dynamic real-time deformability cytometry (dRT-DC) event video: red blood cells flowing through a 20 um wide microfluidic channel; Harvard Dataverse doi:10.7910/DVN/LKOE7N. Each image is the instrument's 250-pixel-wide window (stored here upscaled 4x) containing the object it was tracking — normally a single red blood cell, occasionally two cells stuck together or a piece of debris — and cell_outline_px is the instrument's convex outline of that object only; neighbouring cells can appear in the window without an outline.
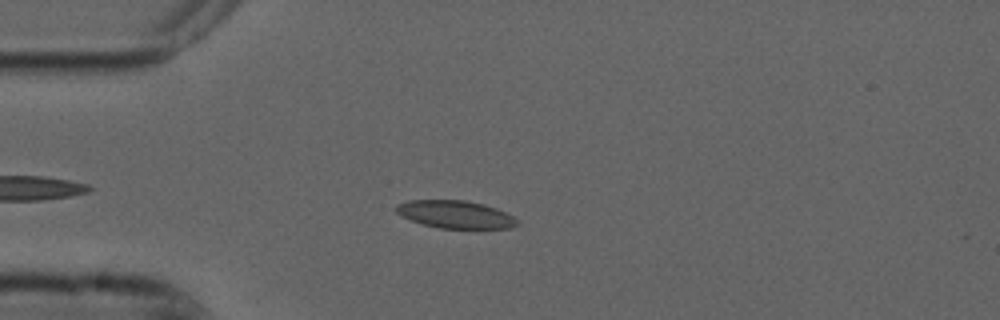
{"species": "common noctule bat (a hibernating species)", "species_latin": "Nyctalus noctula", "temperature_condition": "cold", "stored_images_in_passage": 44, "camera_frame_rate_fps": 3000, "um_per_image_px": 0.085, "animal": {"sex": "male", "forearm_length_mm": 52.5}, "frame": {"image": 1, "passage_image": 7, "time_ms": 2.0, "image_size_px": [1000, 320], "cell_outline_px": [[520, 224], [512, 228], [440, 228], [424, 224], [400, 216], [396, 212], [396, 204], [408, 200], [464, 200], [484, 204], [496, 208], [512, 216]], "centroid_in_image_um": [38.69, 18.22], "position_along_channel_um": 46.3, "area_um2": 19.42}}
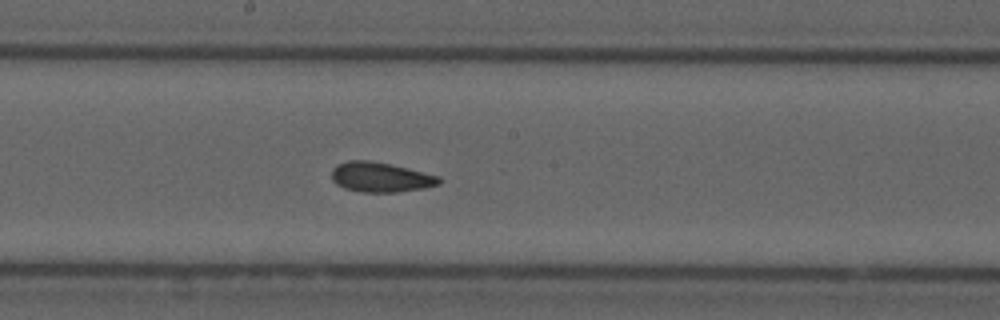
{"frame": {"image": 2, "passage_image": 22, "time_ms": 7.0, "image_size_px": [1000, 320], "cell_outline_px": [[440, 184], [424, 188], [396, 192], [364, 192], [344, 188], [336, 184], [332, 180], [332, 168], [336, 164], [348, 160], [368, 160], [408, 168], [440, 176]], "centroid_in_image_um": [32.33, 15.05], "position_along_channel_um": 215.9, "area_um2": 18.67}}
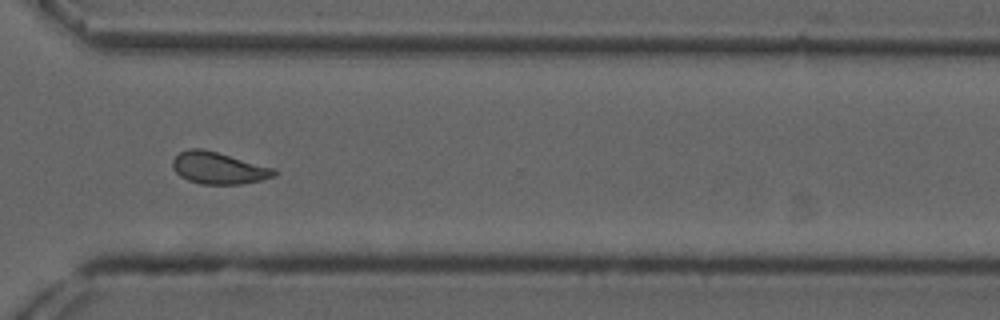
{"frame": {"image": 3, "passage_image": 33, "time_ms": 10.667, "image_size_px": [1000, 320], "cell_outline_px": [[276, 176], [260, 180], [240, 184], [200, 184], [188, 180], [180, 176], [172, 168], [172, 160], [180, 152], [188, 148], [200, 148], [216, 152], [276, 168]], "centroid_in_image_um": [18.57, 14.28], "position_along_channel_um": 352.0, "area_um2": 18.84}, "authors_computed_cell_mechanics": {"area_um2": 18.6983, "velocity_mm_per_s": 3.7141, "shape_relaxation_time_tau1_ms": 6.2761, "shape_relaxation_time_tau2_ms": 1.7429, "deformation_change_tau1": 0.1351, "deformation_change_tau2": 0.0789}}